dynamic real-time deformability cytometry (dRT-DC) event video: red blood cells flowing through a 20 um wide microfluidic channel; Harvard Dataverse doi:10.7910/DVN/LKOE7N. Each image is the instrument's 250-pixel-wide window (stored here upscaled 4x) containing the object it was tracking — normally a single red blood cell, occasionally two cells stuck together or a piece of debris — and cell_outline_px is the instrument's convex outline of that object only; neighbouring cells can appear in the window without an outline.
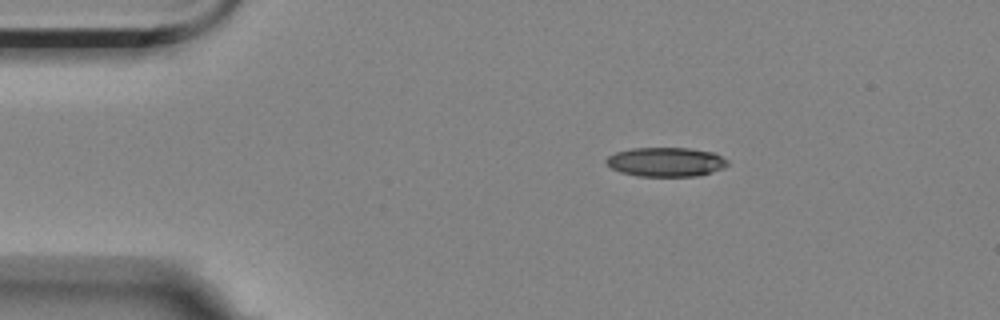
{"species": "Egyptian fruit bat (a non-hibernating species)", "species_latin": "Rousettus aegyptiacus", "temperature_condition": "room temperature", "stored_images_in_passage": 7, "camera_frame_rate_fps": 3000, "um_per_image_px": 0.085, "animal": {"sex": "female"}, "frame": {"image": 1, "passage_image": 1, "time_ms": 0.0, "image_size_px": [1000, 320], "cell_outline_px": [[716, 156], [704, 172], [672, 176], [664, 176], [632, 172], [620, 168], [628, 152], [668, 148], [700, 152]], "centroid_in_image_um": [56.69, 13.78], "position_along_channel_um": 28.3, "area_um2": 14.51}}